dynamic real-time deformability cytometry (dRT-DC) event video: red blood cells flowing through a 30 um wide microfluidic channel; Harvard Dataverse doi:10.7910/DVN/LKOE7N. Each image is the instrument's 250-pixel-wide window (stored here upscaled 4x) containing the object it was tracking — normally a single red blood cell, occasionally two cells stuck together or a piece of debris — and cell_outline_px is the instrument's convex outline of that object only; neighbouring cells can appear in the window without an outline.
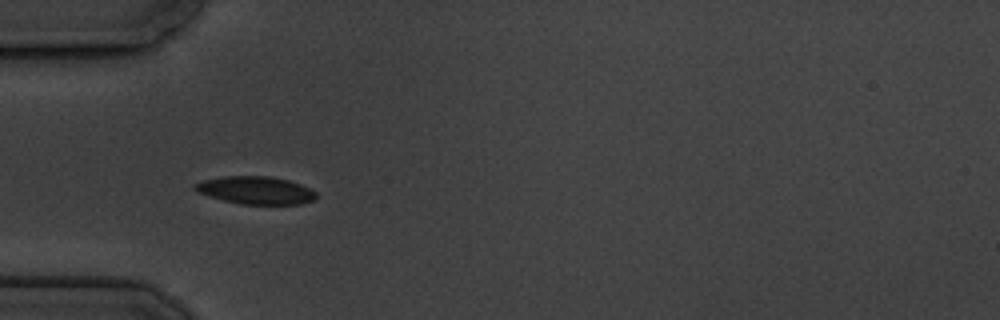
{"species": "common noctule bat (a hibernating species)", "species_latin": "Nyctalus noctula", "temperature_condition": "cold", "stored_images_in_passage": 4, "camera_frame_rate_fps": 3000, "um_per_image_px": 0.085, "animal": {"sex": "male", "body_mass_g": 19.5, "forearm_length_mm": 54.6}, "frame": {"image": 1, "passage_image": 4, "time_ms": 3.667, "image_size_px": [1000, 320], "cell_outline_px": [[316, 200], [300, 204], [240, 204], [224, 200], [196, 192], [192, 188], [192, 184], [204, 180], [224, 176], [268, 176], [288, 180], [300, 184], [316, 192]], "centroid_in_image_um": [21.71, 16.17], "position_along_channel_um": 63.3, "area_um2": 19.59}}